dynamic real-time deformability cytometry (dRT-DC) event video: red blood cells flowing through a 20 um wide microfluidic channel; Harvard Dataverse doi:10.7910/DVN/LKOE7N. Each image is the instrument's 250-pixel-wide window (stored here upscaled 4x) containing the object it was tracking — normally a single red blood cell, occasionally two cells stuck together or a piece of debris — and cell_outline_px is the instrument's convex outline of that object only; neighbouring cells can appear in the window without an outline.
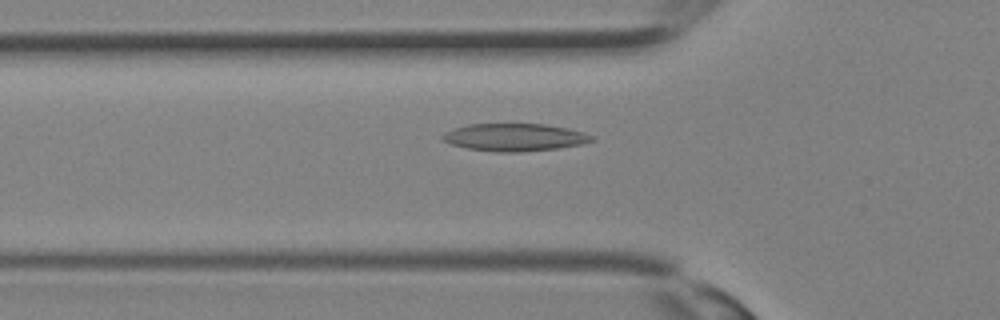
{"species": "Egyptian fruit bat (a non-hibernating species)", "species_latin": "Rousettus aegyptiacus", "temperature_condition": "room temperature", "stored_images_in_passage": 25, "camera_frame_rate_fps": 3000, "um_per_image_px": 0.085, "animal": {"sex": "female"}, "frame": {"image": 1, "passage_image": 4, "time_ms": 1.0, "image_size_px": [1000, 320], "cell_outline_px": [[596, 140], [584, 144], [556, 148], [520, 152], [496, 152], [468, 148], [452, 144], [444, 140], [440, 136], [444, 132], [468, 124], [544, 124], [568, 128], [584, 132], [596, 136]], "centroid_in_image_um": [43.81, 11.67], "position_along_channel_um": 82.0, "area_um2": 23.99}}
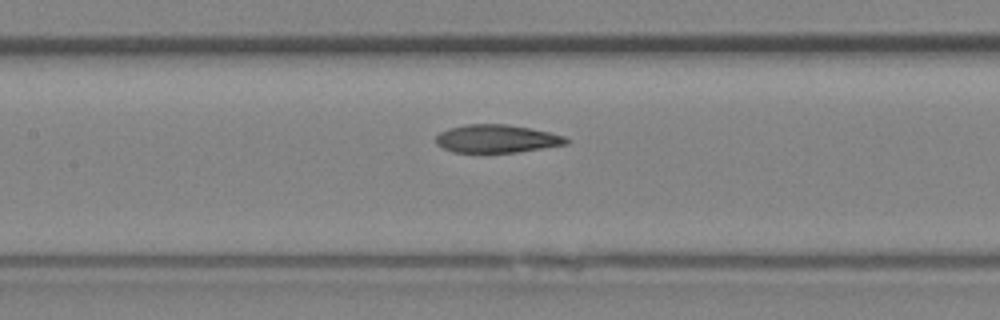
{"frame": {"image": 2, "passage_image": 8, "time_ms": 2.333, "image_size_px": [1000, 320], "cell_outline_px": [[572, 140], [568, 144], [516, 152], [452, 152], [436, 144], [436, 136], [440, 132], [448, 128], [464, 124], [508, 124], [532, 128], [564, 136]], "centroid_in_image_um": [42.23, 11.78], "position_along_channel_um": 165.2, "area_um2": 21.39}}
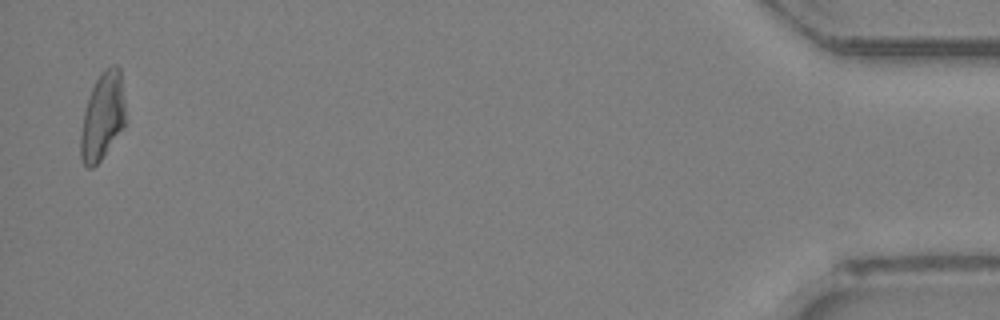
{"frame": {"image": 3, "passage_image": 25, "time_ms": 8.0, "image_size_px": [1000, 320], "cell_outline_px": [[124, 128], [100, 160], [92, 168], [88, 168], [84, 164], [80, 156], [80, 132], [84, 112], [92, 88], [96, 80], [112, 64], [116, 64], [120, 68], [124, 100]], "centroid_in_image_um": [8.71, 9.92], "position_along_channel_um": 426.5, "area_um2": 22.48}}